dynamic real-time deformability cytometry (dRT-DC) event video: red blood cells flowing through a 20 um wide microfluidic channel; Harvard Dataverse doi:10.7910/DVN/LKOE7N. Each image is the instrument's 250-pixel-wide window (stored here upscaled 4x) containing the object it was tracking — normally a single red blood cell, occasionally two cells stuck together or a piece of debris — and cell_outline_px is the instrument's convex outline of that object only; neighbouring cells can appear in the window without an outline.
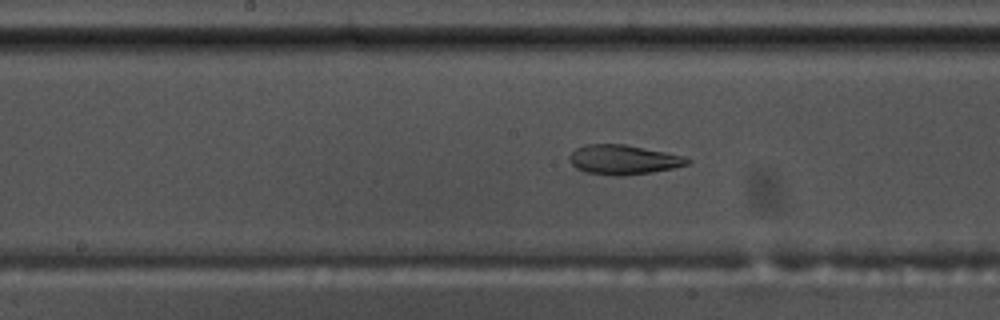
{"species": "common noctule bat (a hibernating species)", "species_latin": "Nyctalus noctula", "temperature_condition": "warm", "stored_images_in_passage": 50, "camera_frame_rate_fps": 3000, "um_per_image_px": 0.085, "animal": {"sex": "male", "body_mass_g": 17.5, "forearm_length_mm": 52.3}, "frame": {"image": 1, "passage_image": 23, "time_ms": 7.333, "image_size_px": [1000, 320], "cell_outline_px": [[692, 160], [688, 164], [672, 168], [652, 172], [624, 176], [612, 176], [584, 172], [576, 168], [568, 160], [568, 156], [576, 148], [584, 144], [624, 144], [684, 156]], "centroid_in_image_um": [52.94, 13.58], "position_along_channel_um": 195.3, "area_um2": 20.4}}
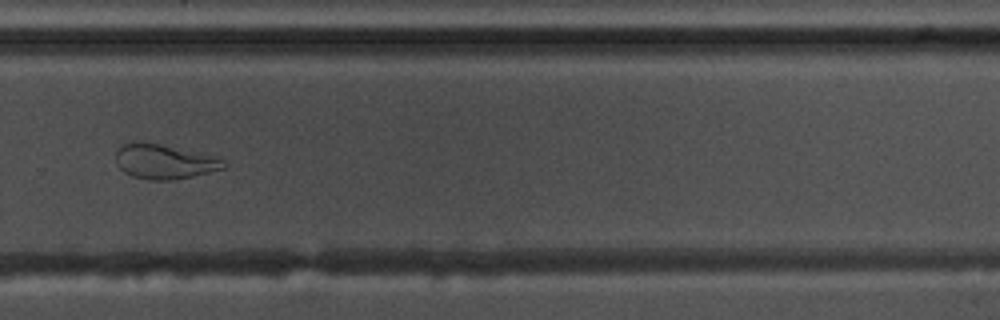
{"frame": {"image": 2, "passage_image": 33, "time_ms": 10.667, "image_size_px": [1000, 320], "cell_outline_px": [[228, 168], [192, 176], [172, 180], [148, 180], [132, 176], [124, 172], [116, 164], [116, 152], [124, 144], [140, 140], [220, 156], [228, 164]], "centroid_in_image_um": [14.03, 13.73], "position_along_channel_um": 315.8, "area_um2": 22.25}}
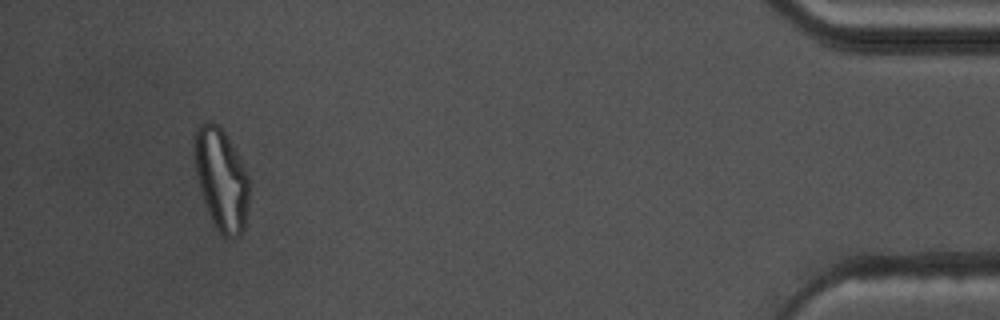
{"frame": {"image": 3, "passage_image": 47, "time_ms": 15.333, "image_size_px": [1000, 320], "cell_outline_px": [[248, 204], [244, 228], [240, 236], [224, 236], [216, 228], [208, 212], [200, 188], [196, 172], [192, 140], [196, 128], [200, 124], [208, 120], [216, 124], [224, 132], [244, 168], [248, 176]], "centroid_in_image_um": [18.78, 15.22], "position_along_channel_um": 416.4, "area_um2": 31.96}, "authors_computed_cell_mechanics": {"area_um2": 23.7847, "velocity_mm_per_s": 3.6275, "shape_relaxation_time_tau1_ms": null, "shape_relaxation_time_tau2_ms": 2.1372, "deformation_change_tau1": null, "deformation_change_tau2": 0.0901}}